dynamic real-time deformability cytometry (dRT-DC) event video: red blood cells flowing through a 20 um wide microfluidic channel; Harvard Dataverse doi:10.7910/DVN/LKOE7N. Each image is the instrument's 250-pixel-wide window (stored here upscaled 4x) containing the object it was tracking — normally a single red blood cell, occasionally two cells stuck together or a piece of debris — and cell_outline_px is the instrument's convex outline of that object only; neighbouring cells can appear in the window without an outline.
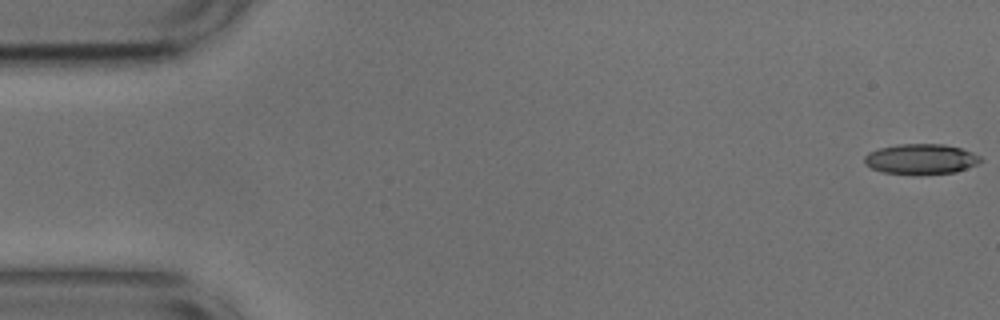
{"species": "common noctule bat (a hibernating species)", "species_latin": "Nyctalus noctula", "temperature_condition": "cold", "stored_images_in_passage": 21, "camera_frame_rate_fps": 3000, "um_per_image_px": 0.085, "animal": {"sex": "male", "body_mass_g": 17.9, "forearm_length_mm": 54.2}, "frame": {"image": 1, "passage_image": 1, "time_ms": 0.0, "image_size_px": [1000, 320], "cell_outline_px": [[984, 160], [976, 164], [956, 172], [920, 176], [916, 176], [884, 172], [872, 168], [864, 164], [864, 156], [868, 152], [880, 148], [900, 144], [944, 144], [960, 148], [972, 152], [980, 156]], "centroid_in_image_um": [78.28, 13.54], "position_along_channel_um": 6.7, "area_um2": 20.87}}
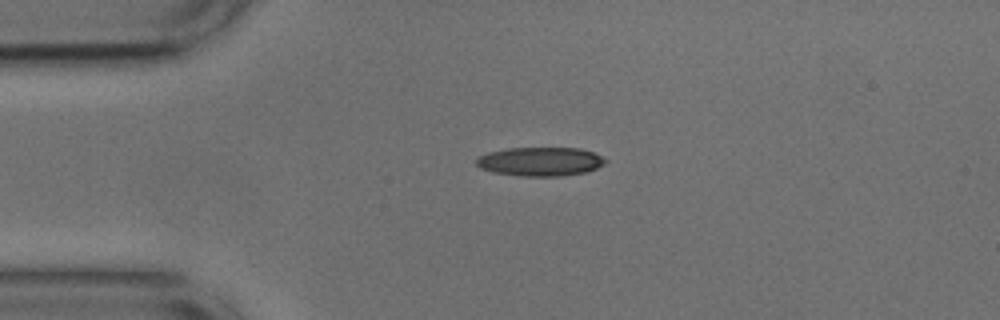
{"frame": {"image": 2, "passage_image": 12, "time_ms": 3.667, "image_size_px": [1000, 320], "cell_outline_px": [[608, 160], [604, 164], [596, 168], [584, 172], [560, 176], [520, 176], [492, 172], [480, 168], [476, 164], [476, 156], [488, 152], [508, 148], [580, 148], [592, 152]], "centroid_in_image_um": [45.87, 13.73], "position_along_channel_um": 39.1, "area_um2": 21.73}}